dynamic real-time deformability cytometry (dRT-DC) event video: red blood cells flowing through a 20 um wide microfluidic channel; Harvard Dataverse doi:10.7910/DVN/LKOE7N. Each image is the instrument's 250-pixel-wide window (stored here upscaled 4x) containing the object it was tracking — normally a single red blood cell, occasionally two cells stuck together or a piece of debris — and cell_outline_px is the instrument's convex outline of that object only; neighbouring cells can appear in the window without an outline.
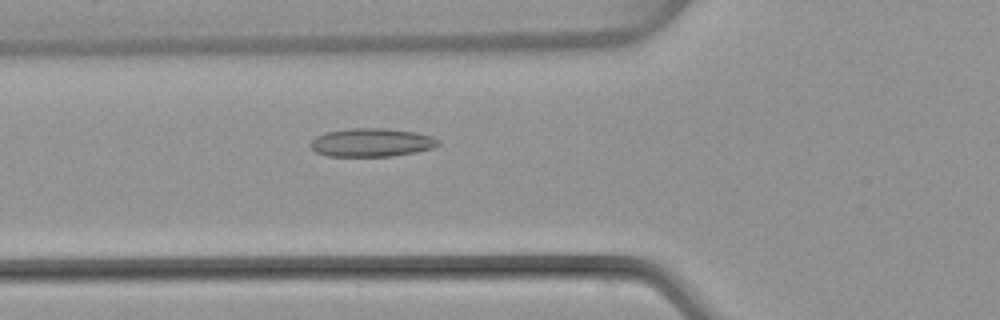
{"species": "common noctule bat (a hibernating species)", "species_latin": "Nyctalus noctula", "temperature_condition": "warm", "stored_images_in_passage": 26, "camera_frame_rate_fps": 3000, "um_per_image_px": 0.085, "animal": {"sex": "female", "body_mass_g": 22.7, "forearm_length_mm": 54.2}, "frame": {"image": 1, "passage_image": 5, "time_ms": 1.333, "image_size_px": [1000, 320], "cell_outline_px": [[440, 144], [432, 148], [416, 152], [392, 156], [328, 156], [316, 152], [312, 148], [312, 140], [316, 136], [328, 132], [352, 128], [384, 128], [416, 132], [432, 136], [440, 140]], "centroid_in_image_um": [31.63, 12.11], "position_along_channel_um": 94.2, "area_um2": 21.04}}
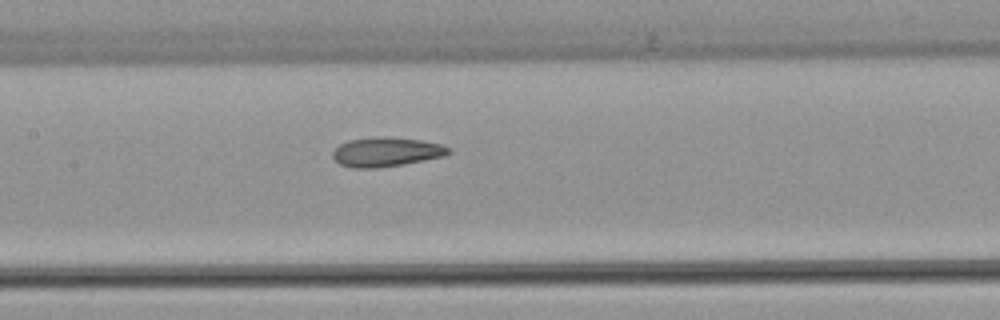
{"frame": {"image": 2, "passage_image": 11, "time_ms": 3.333, "image_size_px": [1000, 320], "cell_outline_px": [[452, 152], [444, 156], [404, 164], [376, 168], [352, 168], [340, 164], [332, 156], [332, 152], [340, 144], [348, 140], [376, 136], [384, 136], [420, 140], [440, 144], [448, 148]], "centroid_in_image_um": [32.81, 12.91], "position_along_channel_um": 174.6, "area_um2": 19.77}}
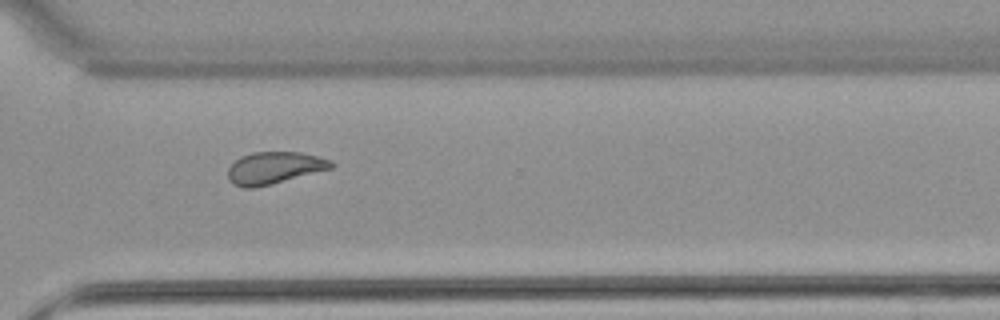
{"frame": {"image": 3, "passage_image": 24, "time_ms": 7.667, "image_size_px": [1000, 320], "cell_outline_px": [[336, 164], [332, 168], [252, 188], [244, 188], [232, 184], [228, 180], [228, 168], [240, 156], [252, 152], [300, 152], [332, 160]], "centroid_in_image_um": [23.29, 14.25], "position_along_channel_um": 347.3, "area_um2": 19.07}, "authors_computed_cell_mechanics": {"area_um2": 19.2474, "velocity_mm_per_s": 3.982, "shape_relaxation_time_tau1_ms": null, "shape_relaxation_time_tau2_ms": 2.558, "deformation_change_tau1": null, "deformation_change_tau2": 0.0792}}